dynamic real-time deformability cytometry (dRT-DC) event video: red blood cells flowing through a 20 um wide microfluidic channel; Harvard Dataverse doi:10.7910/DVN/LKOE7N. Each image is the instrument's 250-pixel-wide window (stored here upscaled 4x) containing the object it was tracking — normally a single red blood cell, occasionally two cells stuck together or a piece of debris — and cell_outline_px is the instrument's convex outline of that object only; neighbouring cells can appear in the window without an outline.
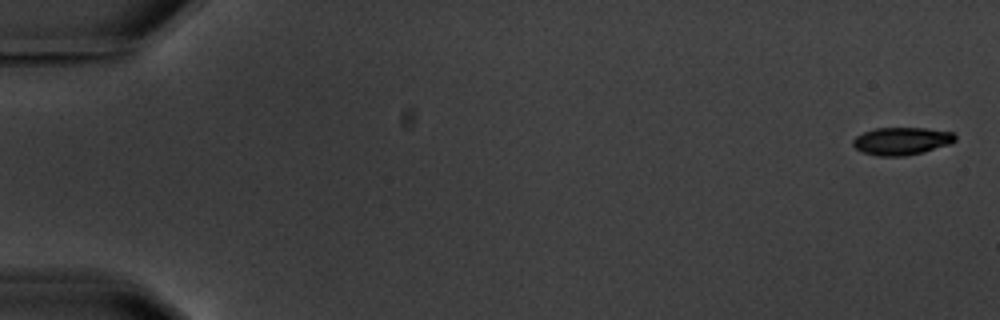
{"species": "common noctule bat (a hibernating species)", "species_latin": "Nyctalus noctula", "temperature_condition": "warm", "stored_images_in_passage": 5, "camera_frame_rate_fps": 3000, "um_per_image_px": 0.085, "animal": {"sex": "male", "body_mass_g": 20.1, "forearm_length_mm": 53.5}, "frame": {"image": 1, "passage_image": 1, "time_ms": 0.0, "image_size_px": [1000, 320], "cell_outline_px": [[956, 140], [952, 144], [924, 152], [904, 156], [880, 156], [864, 152], [856, 148], [852, 144], [852, 140], [856, 136], [864, 132], [876, 128], [924, 128], [952, 132], [956, 136]], "centroid_in_image_um": [76.67, 11.99], "position_along_channel_um": 8.3, "area_um2": 16.47}}
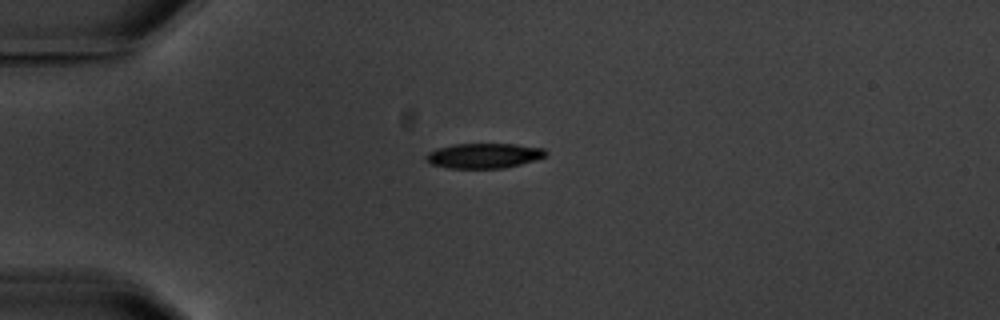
{"frame": {"image": 2, "passage_image": 5, "time_ms": 4.667, "image_size_px": [1000, 320], "cell_outline_px": [[548, 152], [544, 156], [536, 160], [504, 168], [448, 168], [432, 164], [424, 156], [428, 152], [436, 148], [452, 144], [516, 144], [544, 148]], "centroid_in_image_um": [41.13, 13.22], "position_along_channel_um": 43.9, "area_um2": 17.46}}